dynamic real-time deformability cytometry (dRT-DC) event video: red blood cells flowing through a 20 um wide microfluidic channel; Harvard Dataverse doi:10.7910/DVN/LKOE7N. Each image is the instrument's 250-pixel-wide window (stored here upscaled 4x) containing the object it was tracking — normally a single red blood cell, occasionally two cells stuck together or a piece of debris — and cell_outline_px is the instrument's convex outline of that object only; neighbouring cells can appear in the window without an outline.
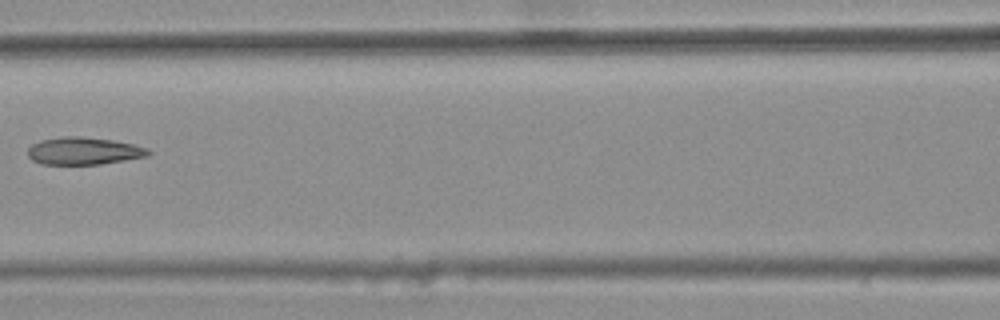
{"species": "common noctule bat (a hibernating species)", "species_latin": "Nyctalus noctula", "temperature_condition": "warm", "stored_images_in_passage": 7, "camera_frame_rate_fps": 3000, "um_per_image_px": 0.085, "animal": {"sex": "female", "body_mass_g": 25.1}, "frame": {"image": 1, "passage_image": 6, "time_ms": 1.667, "image_size_px": [1000, 320], "cell_outline_px": [[152, 152], [148, 156], [100, 164], [40, 164], [32, 160], [28, 156], [28, 148], [32, 144], [40, 140], [64, 136], [80, 136], [112, 140], [132, 144], [148, 148]], "centroid_in_image_um": [7.1, 12.83], "position_along_channel_um": 159.5, "area_um2": 19.25}}
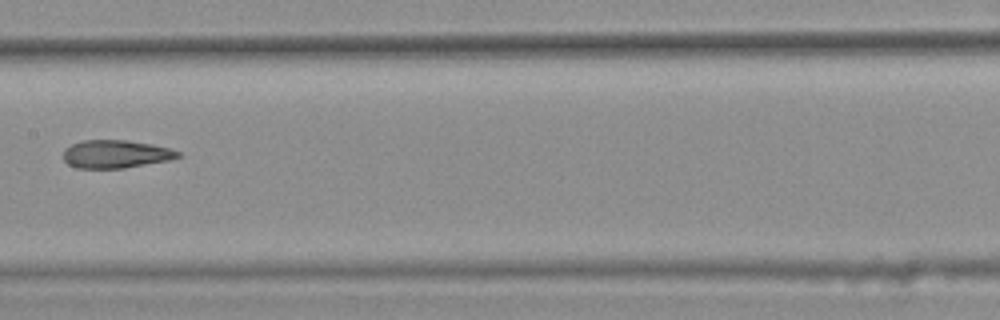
{"frame": {"image": 2, "passage_image": 7, "time_ms": 2.0, "image_size_px": [1000, 320], "cell_outline_px": [[180, 156], [168, 160], [124, 168], [76, 168], [68, 164], [64, 160], [64, 148], [72, 144], [84, 140], [128, 140], [152, 144], [168, 148], [180, 152]], "centroid_in_image_um": [9.81, 13.09], "position_along_channel_um": 197.6, "area_um2": 18.61}}